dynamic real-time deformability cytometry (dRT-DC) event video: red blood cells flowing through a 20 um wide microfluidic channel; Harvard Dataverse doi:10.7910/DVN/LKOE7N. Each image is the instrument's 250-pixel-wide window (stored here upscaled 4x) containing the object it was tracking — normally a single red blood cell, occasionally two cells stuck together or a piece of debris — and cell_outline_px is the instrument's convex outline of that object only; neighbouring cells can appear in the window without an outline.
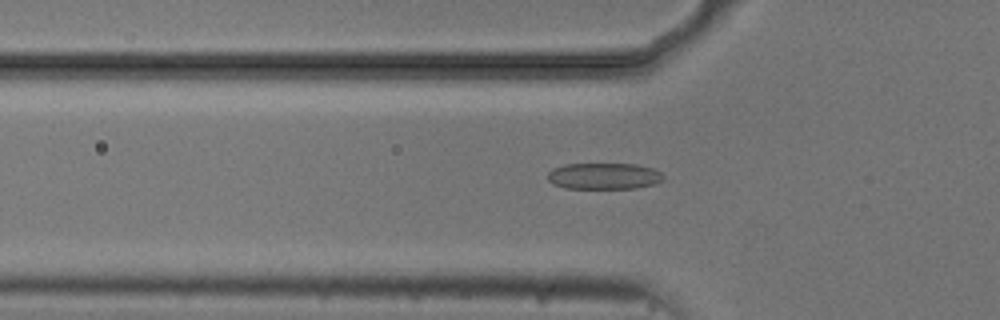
{"species": "common noctule bat (a hibernating species)", "species_latin": "Nyctalus noctula", "temperature_condition": "cold", "stored_images_in_passage": 39, "camera_frame_rate_fps": 3000, "um_per_image_px": 0.085, "animal": {"sex": "male", "body_mass_g": 20.5, "forearm_length_mm": 52.5}, "frame": {"image": 1, "passage_image": 3, "time_ms": 0.667, "image_size_px": [1000, 320], "cell_outline_px": [[664, 176], [656, 184], [636, 188], [564, 188], [552, 184], [548, 180], [548, 172], [552, 168], [564, 164], [636, 164], [652, 168], [660, 172]], "centroid_in_image_um": [51.3, 14.96], "position_along_channel_um": 74.5, "area_um2": 17.8}}
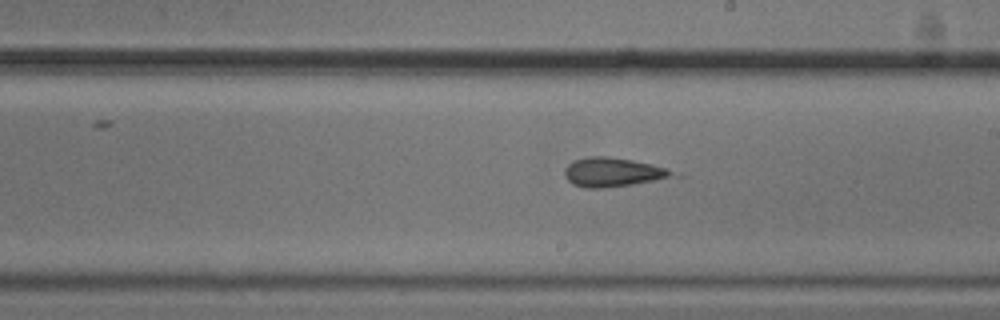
{"frame": {"image": 2, "passage_image": 16, "time_ms": 5.0, "image_size_px": [1000, 320], "cell_outline_px": [[684, 176], [632, 184], [604, 188], [584, 188], [572, 184], [564, 176], [564, 168], [572, 160], [592, 156], [608, 156], [632, 160], [652, 164], [664, 168]], "centroid_in_image_um": [52.1, 14.64], "position_along_channel_um": 236.9, "area_um2": 18.55}}
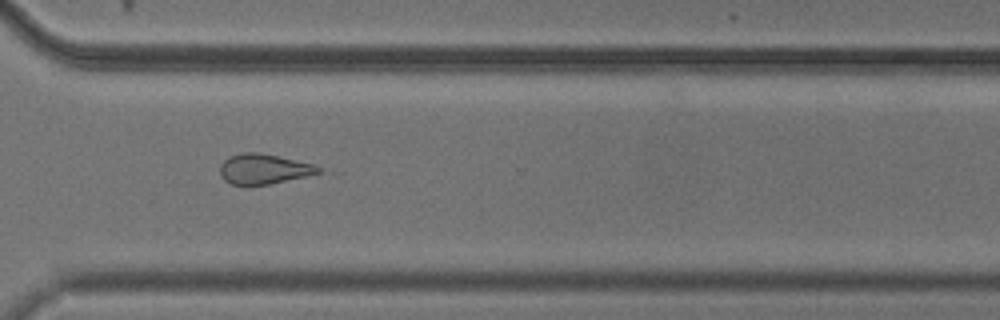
{"frame": {"image": 3, "passage_image": 25, "time_ms": 8.0, "image_size_px": [1000, 320], "cell_outline_px": [[320, 172], [308, 176], [248, 188], [232, 184], [224, 180], [220, 176], [220, 164], [228, 156], [244, 152], [260, 152], [312, 164], [320, 168]], "centroid_in_image_um": [22.33, 14.39], "position_along_channel_um": 348.3, "area_um2": 17.57}, "authors_computed_cell_mechanics": {"area_um2": 17.8602, "velocity_mm_per_s": 3.7341, "shape_relaxation_time_tau1_ms": null, "shape_relaxation_time_tau2_ms": 1.7655, "deformation_change_tau1": null, "deformation_change_tau2": 0.1169}}